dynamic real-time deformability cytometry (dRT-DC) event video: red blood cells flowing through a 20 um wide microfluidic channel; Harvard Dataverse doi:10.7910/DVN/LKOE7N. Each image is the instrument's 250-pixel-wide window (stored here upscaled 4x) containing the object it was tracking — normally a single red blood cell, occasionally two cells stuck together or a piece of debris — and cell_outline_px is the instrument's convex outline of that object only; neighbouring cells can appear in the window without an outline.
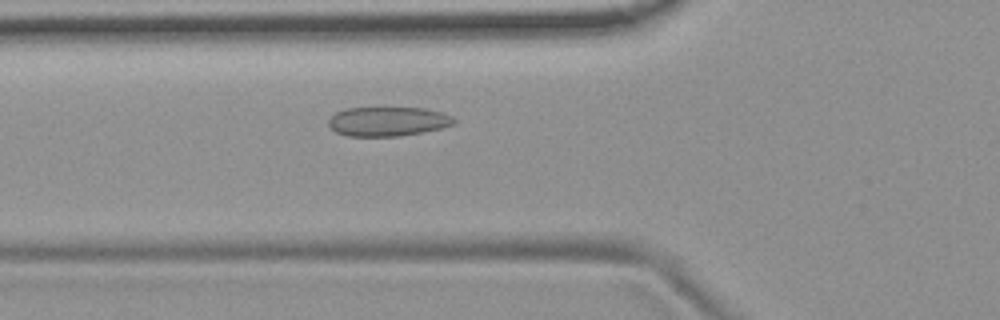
{"species": "common noctule bat (a hibernating species)", "species_latin": "Nyctalus noctula", "temperature_condition": "room temperature", "stored_images_in_passage": 46, "camera_frame_rate_fps": 3000, "um_per_image_px": 0.085, "animal": {"sex": "female", "body_mass_g": 19.9}, "frame": {"image": 1, "passage_image": 11, "time_ms": 3.333, "image_size_px": [1000, 320], "cell_outline_px": [[456, 124], [424, 132], [400, 136], [348, 136], [336, 132], [328, 124], [328, 120], [336, 112], [344, 108], [424, 108], [444, 112], [452, 116], [456, 120]], "centroid_in_image_um": [33.0, 10.32], "position_along_channel_um": 92.8, "area_um2": 21.56}}
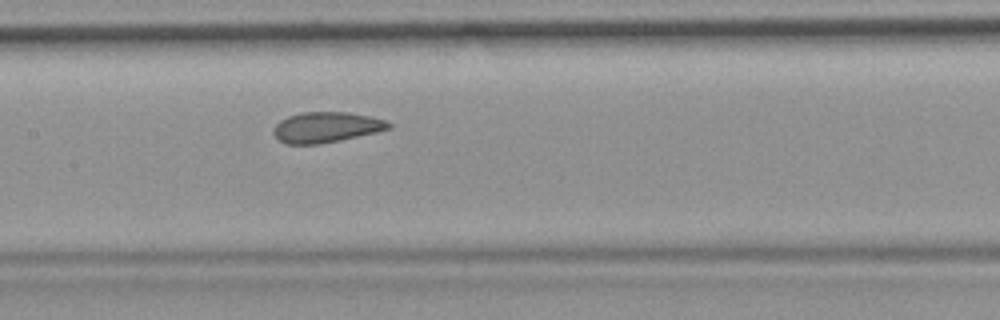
{"frame": {"image": 2, "passage_image": 18, "time_ms": 5.667, "image_size_px": [1000, 320], "cell_outline_px": [[392, 128], [376, 132], [340, 140], [320, 144], [284, 144], [272, 132], [272, 128], [280, 120], [288, 116], [300, 112], [348, 112], [372, 116], [384, 120], [392, 124]], "centroid_in_image_um": [27.72, 10.81], "position_along_channel_um": 179.7, "area_um2": 20.58}}
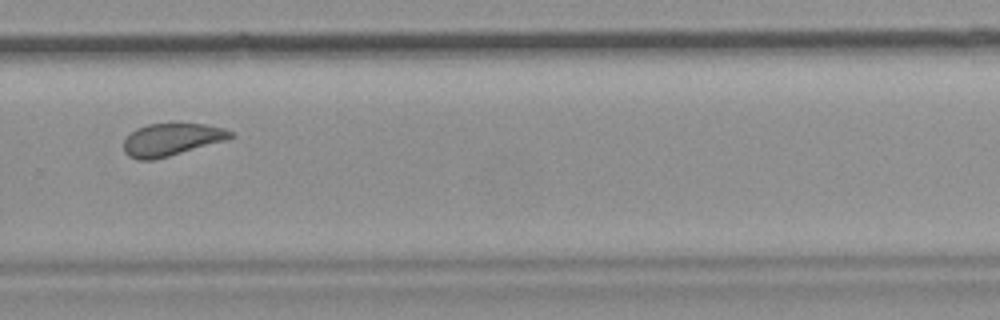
{"frame": {"image": 3, "passage_image": 29, "time_ms": 9.333, "image_size_px": [1000, 320], "cell_outline_px": [[232, 136], [228, 140], [168, 156], [152, 160], [136, 160], [128, 156], [124, 152], [124, 140], [136, 128], [148, 124], [204, 124], [224, 128], [232, 132]], "centroid_in_image_um": [14.56, 11.87], "position_along_channel_um": 315.2, "area_um2": 20.06}, "authors_computed_cell_mechanics": {"area_um2": 21.2993, "velocity_mm_per_s": 3.7099, "shape_relaxation_time_tau1_ms": null, "shape_relaxation_time_tau2_ms": 1.6793, "deformation_change_tau1": null, "deformation_change_tau2": 0.0604}}